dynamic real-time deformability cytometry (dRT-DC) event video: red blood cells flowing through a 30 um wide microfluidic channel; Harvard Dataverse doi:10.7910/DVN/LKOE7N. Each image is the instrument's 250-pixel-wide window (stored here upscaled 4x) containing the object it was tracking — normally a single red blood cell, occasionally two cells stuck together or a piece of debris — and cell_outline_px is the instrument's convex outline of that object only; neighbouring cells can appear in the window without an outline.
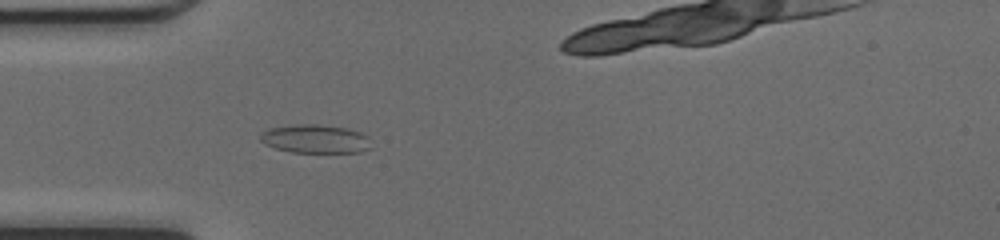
{"species": "common noctule bat (a hibernating species)", "species_latin": "Nyctalus noctula", "temperature_condition": "cold", "stored_images_in_passage": 50, "camera_frame_rate_fps": 3000, "um_per_image_px": 0.085, "animal": {"sex": "female", "body_mass_g": 17.0, "forearm_length_mm": 48.0}, "frame": {"image": 1, "passage_image": 15, "time_ms": 4.667, "image_size_px": [1000, 240], "cell_outline_px": [[372, 148], [360, 152], [292, 152], [276, 148], [264, 144], [260, 140], [260, 136], [264, 132], [272, 128], [300, 124], [316, 124], [344, 128], [360, 132], [368, 136]], "centroid_in_image_um": [26.84, 11.82], "position_along_channel_um": 58.2, "area_um2": 18.21}}
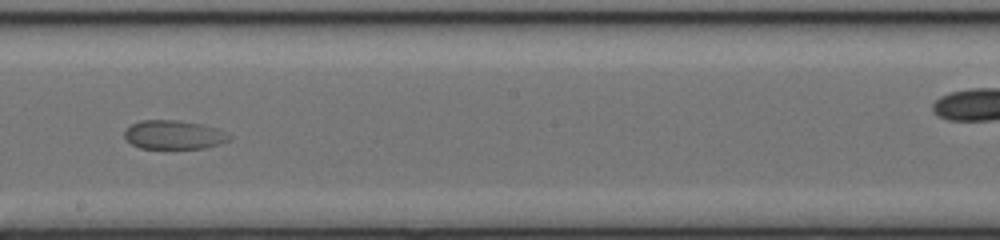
{"frame": {"image": 2, "passage_image": 28, "time_ms": 9.0, "image_size_px": [1000, 240], "cell_outline_px": [[232, 136], [228, 140], [220, 144], [204, 148], [140, 148], [132, 144], [124, 136], [124, 132], [132, 124], [140, 120], [176, 120], [200, 124], [224, 132]], "centroid_in_image_um": [14.75, 11.46], "position_along_channel_um": 233.5, "area_um2": 17.28}}
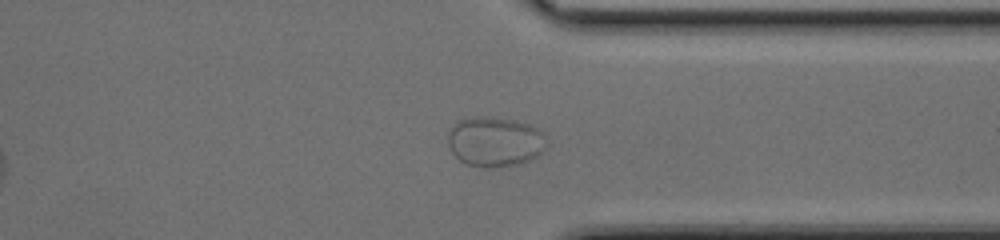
{"frame": {"image": 3, "passage_image": 38, "time_ms": 12.333, "image_size_px": [1000, 240], "cell_outline_px": [[544, 148], [536, 156], [520, 164], [500, 168], [484, 168], [468, 164], [460, 160], [452, 152], [448, 144], [448, 132], [452, 124], [456, 120], [468, 116], [492, 116], [512, 120], [528, 124], [536, 128], [544, 136]], "centroid_in_image_um": [41.99, 12.03], "position_along_channel_um": 369.4, "area_um2": 28.9}}